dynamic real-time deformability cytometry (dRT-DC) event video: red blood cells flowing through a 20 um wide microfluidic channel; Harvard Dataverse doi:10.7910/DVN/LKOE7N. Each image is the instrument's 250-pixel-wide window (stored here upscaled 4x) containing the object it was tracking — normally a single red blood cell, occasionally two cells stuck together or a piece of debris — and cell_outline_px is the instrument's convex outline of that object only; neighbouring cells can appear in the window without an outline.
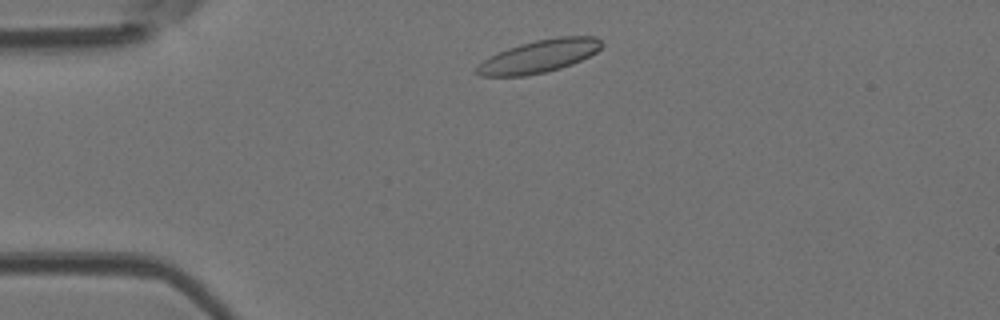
{"species": "Egyptian fruit bat (a non-hibernating species)", "species_latin": "Rousettus aegyptiacus", "temperature_condition": "room temperature", "stored_images_in_passage": 1, "camera_frame_rate_fps": 3000, "um_per_image_px": 0.085, "animal": {"sex": "female"}, "frame": {"image": 1, "passage_image": 1, "time_ms": 0.0, "image_size_px": [1000, 320], "cell_outline_px": [[604, 44], [596, 52], [572, 64], [560, 68], [544, 72], [524, 76], [480, 76], [476, 72], [476, 64], [508, 48], [520, 44], [536, 40], [556, 36], [596, 36]], "centroid_in_image_um": [45.84, 4.77], "position_along_channel_um": 39.2, "area_um2": 23.64}}